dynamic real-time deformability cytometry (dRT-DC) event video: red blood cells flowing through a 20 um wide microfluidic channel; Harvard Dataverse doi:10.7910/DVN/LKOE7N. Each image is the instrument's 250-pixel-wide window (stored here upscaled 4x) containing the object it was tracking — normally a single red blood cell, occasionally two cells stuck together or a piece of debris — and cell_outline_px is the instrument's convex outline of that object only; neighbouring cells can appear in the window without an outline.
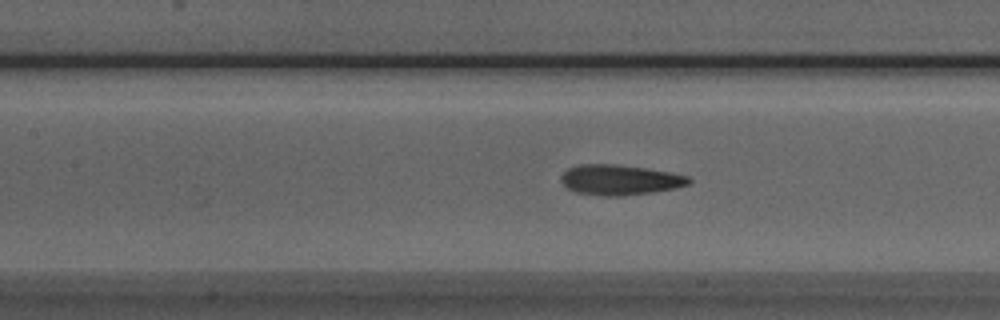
{"species": "Egyptian fruit bat (a non-hibernating species)", "species_latin": "Rousettus aegyptiacus", "temperature_condition": "room temperature", "stored_images_in_passage": 34, "camera_frame_rate_fps": 3000, "um_per_image_px": 0.085, "animal": {"sex": "male"}, "frame": {"image": 1, "passage_image": 13, "time_ms": 4.0, "image_size_px": [1000, 320], "cell_outline_px": [[692, 180], [688, 184], [676, 188], [652, 192], [624, 196], [604, 196], [576, 192], [568, 188], [560, 180], [560, 176], [568, 168], [580, 164], [616, 164], [648, 168], [672, 172], [688, 176]], "centroid_in_image_um": [52.7, 15.28], "position_along_channel_um": 154.7, "area_um2": 22.66}}
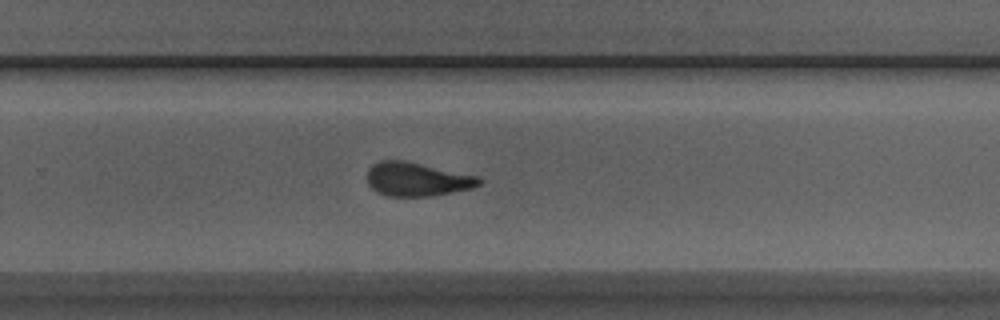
{"frame": {"image": 2, "passage_image": 24, "time_ms": 7.667, "image_size_px": [1000, 320], "cell_outline_px": [[484, 180], [480, 184], [472, 188], [432, 196], [388, 196], [376, 192], [368, 184], [368, 168], [372, 164], [380, 160], [404, 160], [480, 176]], "centroid_in_image_um": [35.46, 15.23], "position_along_channel_um": 294.3, "area_um2": 22.2}}
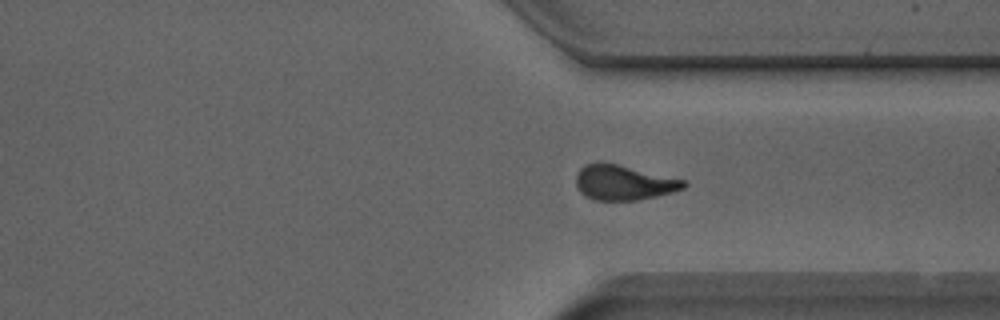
{"frame": {"image": 3, "passage_image": 29, "time_ms": 9.333, "image_size_px": [1000, 320], "cell_outline_px": [[688, 184], [684, 188], [672, 192], [656, 196], [636, 200], [592, 200], [584, 196], [576, 188], [576, 176], [580, 168], [584, 164], [596, 160], [600, 160], [684, 180]], "centroid_in_image_um": [52.93, 15.5], "position_along_channel_um": 358.5, "area_um2": 22.14}}